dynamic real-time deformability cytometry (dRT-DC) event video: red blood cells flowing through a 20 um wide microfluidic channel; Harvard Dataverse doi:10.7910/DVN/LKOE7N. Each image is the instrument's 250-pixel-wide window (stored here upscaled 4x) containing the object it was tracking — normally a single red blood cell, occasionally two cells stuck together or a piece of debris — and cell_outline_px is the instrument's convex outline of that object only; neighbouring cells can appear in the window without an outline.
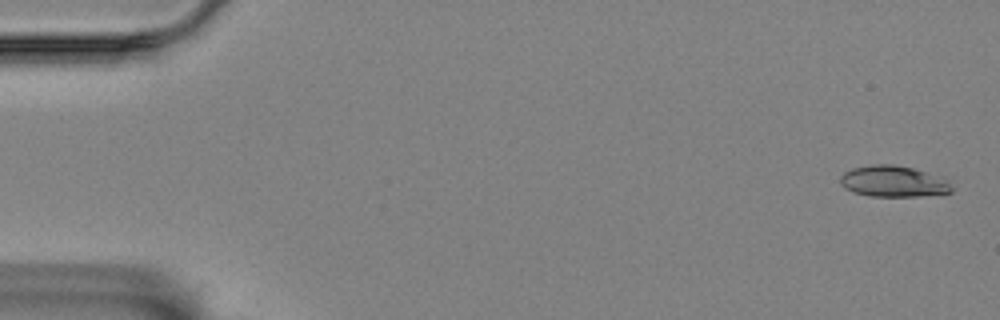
{"species": "Egyptian fruit bat (a non-hibernating species)", "species_latin": "Rousettus aegyptiacus", "temperature_condition": "room temperature", "stored_images_in_passage": 16, "camera_frame_rate_fps": 3000, "um_per_image_px": 0.085, "animal": {"sex": "female"}, "frame": {"image": 1, "passage_image": 1, "time_ms": 0.0, "image_size_px": [1000, 320], "cell_outline_px": [[952, 192], [920, 196], [868, 196], [852, 192], [844, 188], [840, 184], [840, 176], [844, 172], [852, 168], [872, 164], [892, 164], [912, 168], [944, 176], [948, 180], [952, 188]], "centroid_in_image_um": [75.93, 15.41], "position_along_channel_um": 9.1, "area_um2": 20.52}}